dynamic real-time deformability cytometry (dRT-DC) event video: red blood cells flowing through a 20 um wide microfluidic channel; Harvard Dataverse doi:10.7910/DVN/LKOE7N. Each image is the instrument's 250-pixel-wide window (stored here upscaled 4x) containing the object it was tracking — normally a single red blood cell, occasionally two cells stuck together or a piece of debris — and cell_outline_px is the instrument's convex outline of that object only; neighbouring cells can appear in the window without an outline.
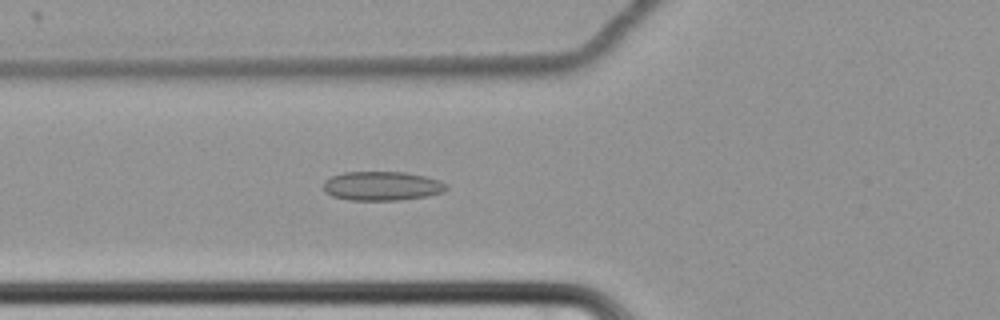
{"species": "common noctule bat (a hibernating species)", "species_latin": "Nyctalus noctula", "temperature_condition": "cold", "stored_images_in_passage": 65, "camera_frame_rate_fps": 3000, "um_per_image_px": 0.085, "animal": {"sex": "female", "body_mass_g": 22.7, "forearm_length_mm": 54.2}, "frame": {"image": 1, "passage_image": 28, "time_ms": 9.0, "image_size_px": [1000, 320], "cell_outline_px": [[448, 188], [444, 192], [428, 196], [400, 200], [348, 200], [332, 196], [324, 192], [324, 180], [332, 176], [344, 172], [404, 172], [424, 176], [440, 180], [448, 184]], "centroid_in_image_um": [32.48, 15.81], "position_along_channel_um": 93.3, "area_um2": 21.04}}
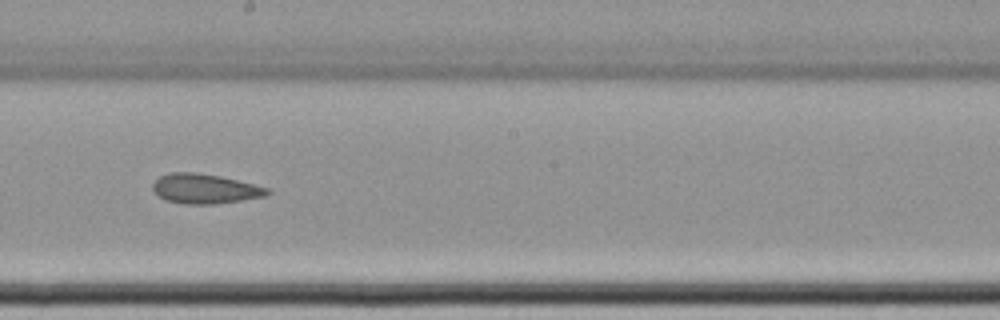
{"frame": {"image": 2, "passage_image": 40, "time_ms": 13.0, "image_size_px": [1000, 320], "cell_outline_px": [[272, 192], [264, 196], [216, 204], [184, 204], [164, 200], [152, 188], [152, 184], [160, 176], [168, 172], [196, 172], [220, 176], [268, 188]], "centroid_in_image_um": [17.38, 16.04], "position_along_channel_um": 230.8, "area_um2": 19.71}}
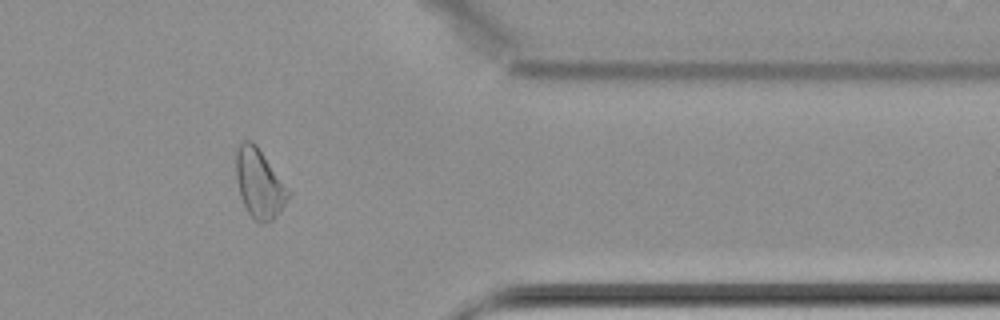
{"frame": {"image": 3, "passage_image": 55, "time_ms": 18.0, "image_size_px": [1000, 320], "cell_outline_px": [[292, 196], [280, 212], [272, 220], [264, 224], [260, 224], [248, 212], [240, 196], [236, 180], [236, 148], [244, 140], [252, 140], [256, 144], [292, 192]], "centroid_in_image_um": [22.07, 15.6], "position_along_channel_um": 389.3, "area_um2": 21.39}, "authors_computed_cell_mechanics": {"area_um2": 21.6172, "velocity_mm_per_s": 3.4344, "shape_relaxation_time_tau1_ms": 5.1041, "shape_relaxation_time_tau2_ms": 8.7516, "deformation_change_tau1": 0.0696, "deformation_change_tau2": 0.159}}